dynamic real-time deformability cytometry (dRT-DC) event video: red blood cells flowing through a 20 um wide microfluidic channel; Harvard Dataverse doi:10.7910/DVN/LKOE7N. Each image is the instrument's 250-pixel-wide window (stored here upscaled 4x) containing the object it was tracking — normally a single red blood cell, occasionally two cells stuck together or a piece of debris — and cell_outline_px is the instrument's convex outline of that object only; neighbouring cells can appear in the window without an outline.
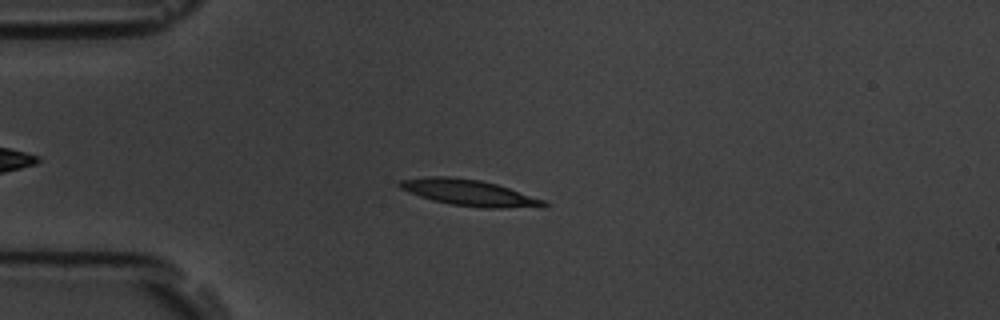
{"species": "common noctule bat (a hibernating species)", "species_latin": "Nyctalus noctula", "temperature_condition": "room temperature", "stored_images_in_passage": 9, "camera_frame_rate_fps": 3000, "um_per_image_px": 0.085, "animal": {"sex": "male", "body_mass_g": 19.5, "forearm_length_mm": 54.6}, "frame": {"image": 1, "passage_image": 3, "time_ms": 2.333, "image_size_px": [1000, 320], "cell_outline_px": [[548, 204], [544, 208], [484, 208], [452, 204], [432, 200], [408, 192], [400, 188], [396, 184], [400, 180], [428, 176], [448, 176], [480, 180], [496, 184], [544, 200]], "centroid_in_image_um": [39.89, 16.39], "position_along_channel_um": 45.1, "area_um2": 21.96}}
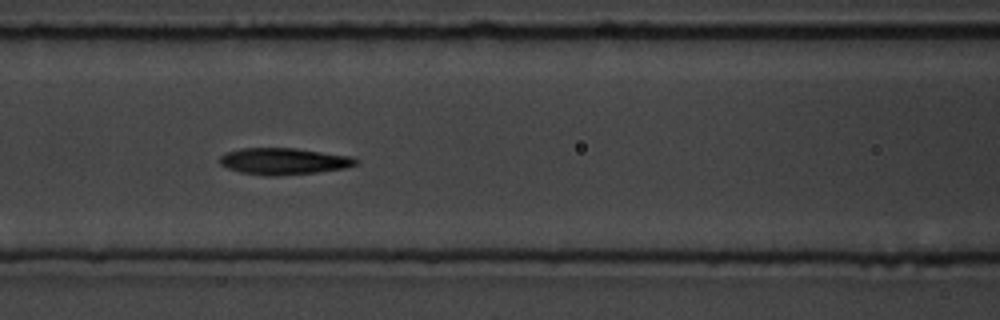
{"frame": {"image": 2, "passage_image": 6, "time_ms": 5.667, "image_size_px": [1000, 320], "cell_outline_px": [[360, 160], [356, 164], [344, 168], [316, 172], [276, 176], [264, 176], [240, 172], [228, 168], [220, 164], [216, 160], [220, 156], [228, 152], [240, 148], [296, 148], [352, 156]], "centroid_in_image_um": [24.09, 13.7], "position_along_channel_um": 142.5, "area_um2": 21.21}}
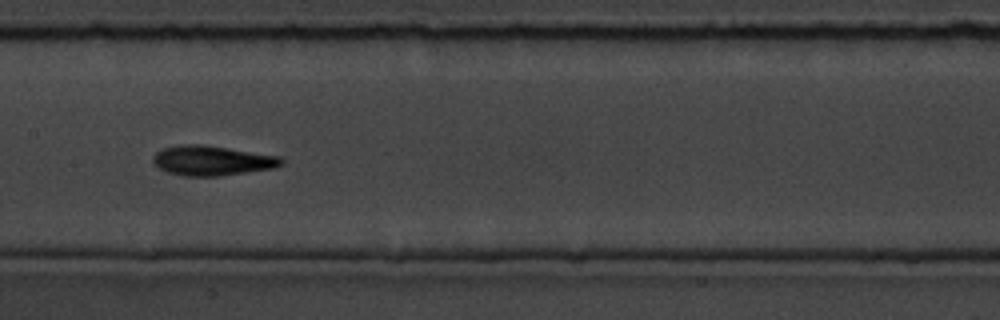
{"frame": {"image": 3, "passage_image": 7, "time_ms": 7.0, "image_size_px": [1000, 320], "cell_outline_px": [[284, 164], [276, 168], [220, 176], [184, 176], [168, 172], [160, 168], [152, 160], [152, 156], [156, 152], [164, 148], [184, 144], [200, 144], [228, 148], [280, 156], [284, 160]], "centroid_in_image_um": [18.06, 13.65], "position_along_channel_um": 189.3, "area_um2": 22.31}}